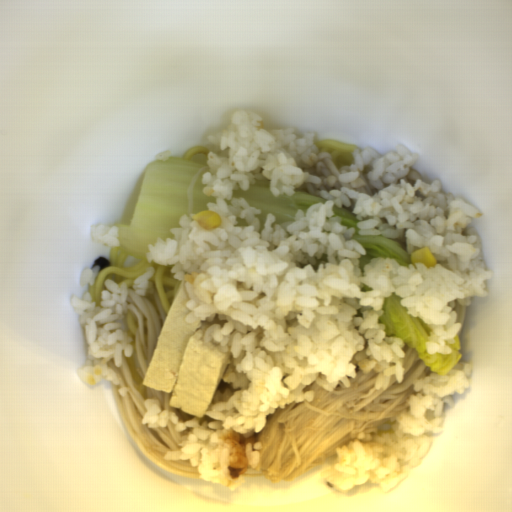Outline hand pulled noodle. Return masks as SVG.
Returning <instances> with one entry per match:
<instances>
[{
    "label": "hand pulled noodle",
    "instance_id": "obj_1",
    "mask_svg": "<svg viewBox=\"0 0 512 512\" xmlns=\"http://www.w3.org/2000/svg\"><path fill=\"white\" fill-rule=\"evenodd\" d=\"M109 266L99 270L93 285L86 283V293L90 294L93 302L99 307L102 300V292L106 290L105 282L111 278L118 286L125 283L127 289H133V283L148 268H154L155 272L147 279V289L155 290L167 317L175 295L184 280L175 279L171 269L172 265L161 266L148 262L147 257L133 255L119 247L112 246L108 257Z\"/></svg>",
    "mask_w": 512,
    "mask_h": 512
},
{
    "label": "hand pulled noodle",
    "instance_id": "obj_2",
    "mask_svg": "<svg viewBox=\"0 0 512 512\" xmlns=\"http://www.w3.org/2000/svg\"><path fill=\"white\" fill-rule=\"evenodd\" d=\"M121 330L127 333L131 339V345L133 347V353L130 357H124L131 373L132 381L134 387L139 391V393L146 399L149 396V387L144 386V379L137 371L139 366L136 351H135V340L137 334V322L131 311L127 309L126 314L120 320Z\"/></svg>",
    "mask_w": 512,
    "mask_h": 512
},
{
    "label": "hand pulled noodle",
    "instance_id": "obj_3",
    "mask_svg": "<svg viewBox=\"0 0 512 512\" xmlns=\"http://www.w3.org/2000/svg\"><path fill=\"white\" fill-rule=\"evenodd\" d=\"M315 145L318 147L317 153L329 152L331 154V161L337 171L342 170L348 165H353L355 162L354 151L359 149L356 146L330 139L321 140L315 143Z\"/></svg>",
    "mask_w": 512,
    "mask_h": 512
},
{
    "label": "hand pulled noodle",
    "instance_id": "obj_4",
    "mask_svg": "<svg viewBox=\"0 0 512 512\" xmlns=\"http://www.w3.org/2000/svg\"><path fill=\"white\" fill-rule=\"evenodd\" d=\"M210 150L206 149V146H201V147H195L193 149H190L188 152H186L183 156V159H187V160H192V158L196 155V154H209Z\"/></svg>",
    "mask_w": 512,
    "mask_h": 512
}]
</instances>
